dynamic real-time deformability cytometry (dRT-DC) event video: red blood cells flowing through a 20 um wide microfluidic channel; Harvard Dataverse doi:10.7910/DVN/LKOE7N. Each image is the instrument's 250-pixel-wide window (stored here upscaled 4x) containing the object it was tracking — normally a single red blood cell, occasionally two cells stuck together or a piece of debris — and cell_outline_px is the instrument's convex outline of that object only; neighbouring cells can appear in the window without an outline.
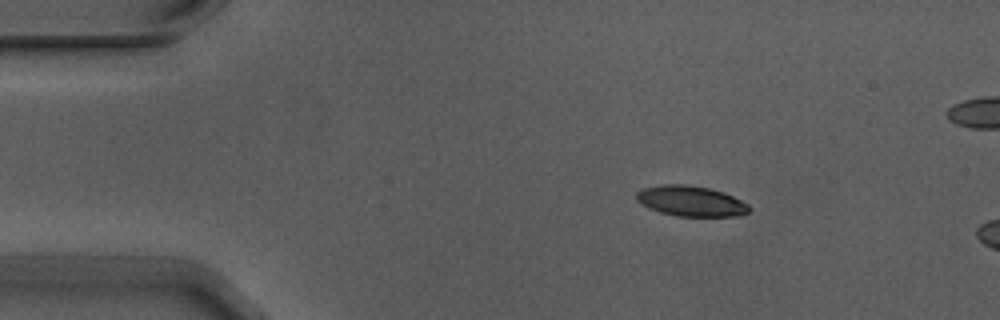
{"species": "Egyptian fruit bat (a non-hibernating species)", "species_latin": "Rousettus aegyptiacus", "temperature_condition": "warm", "stored_images_in_passage": 3, "camera_frame_rate_fps": 3000, "um_per_image_px": 0.085, "animal": {"sex": "male"}, "frame": {"image": 1, "passage_image": 1, "time_ms": 0.0, "image_size_px": [1000, 320], "cell_outline_px": [[752, 208], [748, 212], [736, 216], [676, 216], [660, 212], [648, 208], [636, 200], [636, 192], [644, 188], [664, 184], [684, 184], [708, 188], [724, 192], [748, 204]], "centroid_in_image_um": [58.72, 17.09], "position_along_channel_um": 26.3, "area_um2": 19.94}}